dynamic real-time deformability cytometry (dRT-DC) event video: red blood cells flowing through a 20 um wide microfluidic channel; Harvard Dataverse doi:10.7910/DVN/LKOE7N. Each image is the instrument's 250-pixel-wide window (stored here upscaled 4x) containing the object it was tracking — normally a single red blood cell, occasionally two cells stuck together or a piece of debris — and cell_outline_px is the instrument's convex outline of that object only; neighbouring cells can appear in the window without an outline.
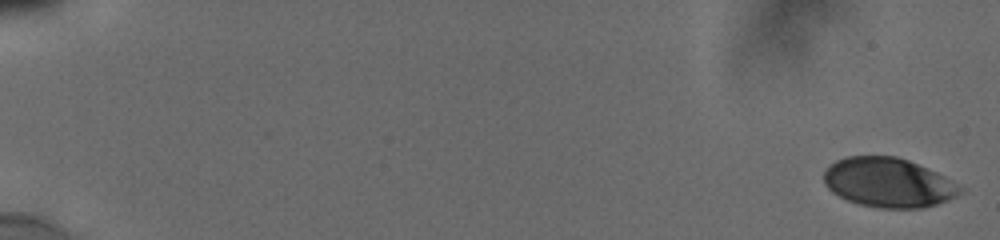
{"species": "human", "species_latin": "Homo sapiens", "temperature_condition": "cold", "stored_images_in_passage": 20, "camera_frame_rate_fps": 3000, "um_per_image_px": 0.085, "donor": {"sex": "male"}, "frame": {"image": 1, "passage_image": 1, "time_ms": 0.0, "image_size_px": [1000, 240], "cell_outline_px": [[964, 192], [948, 200], [924, 208], [880, 208], [860, 204], [848, 200], [832, 192], [824, 184], [824, 172], [836, 160], [848, 156], [896, 156], [908, 160], [936, 172], [944, 176], [964, 188]], "centroid_in_image_um": [75.53, 15.52], "position_along_channel_um": 9.5, "area_um2": 39.13}}
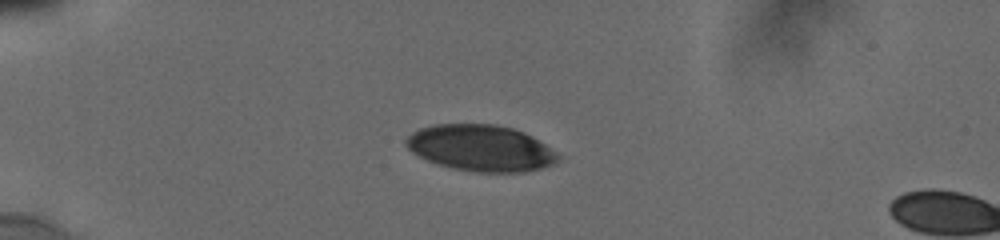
{"frame": {"image": 2, "passage_image": 16, "time_ms": 5.0, "image_size_px": [1000, 240], "cell_outline_px": [[560, 160], [556, 164], [524, 172], [476, 172], [452, 168], [428, 160], [412, 152], [408, 148], [404, 140], [412, 132], [420, 128], [436, 124], [496, 124], [512, 128], [524, 132], [532, 136], [556, 152], [560, 156]], "centroid_in_image_um": [40.89, 12.58], "position_along_channel_um": 44.1, "area_um2": 40.92}}